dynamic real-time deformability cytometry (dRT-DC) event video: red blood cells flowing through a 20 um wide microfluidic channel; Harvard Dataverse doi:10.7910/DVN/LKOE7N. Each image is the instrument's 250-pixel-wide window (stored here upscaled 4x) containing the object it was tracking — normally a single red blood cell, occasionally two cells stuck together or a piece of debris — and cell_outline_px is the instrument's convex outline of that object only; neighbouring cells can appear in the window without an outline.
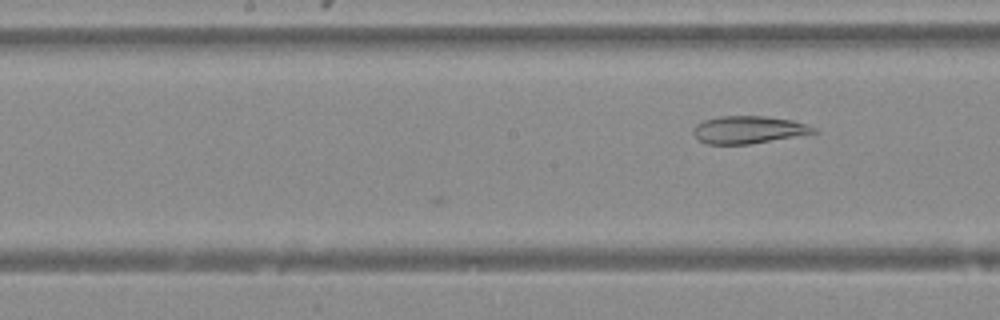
{"species": "Egyptian fruit bat (a non-hibernating species)", "species_latin": "Rousettus aegyptiacus", "temperature_condition": "warm", "stored_images_in_passage": 12, "camera_frame_rate_fps": 3000, "um_per_image_px": 0.085, "animal": {"sex": "female"}, "frame": {"image": 1, "passage_image": 12, "time_ms": 3.667, "image_size_px": [1000, 320], "cell_outline_px": [[820, 132], [748, 144], [708, 144], [700, 140], [692, 132], [692, 128], [696, 124], [704, 120], [720, 116], [768, 116], [792, 120], [816, 128]], "centroid_in_image_um": [63.61, 11.02], "position_along_channel_um": 184.6, "area_um2": 19.19}}